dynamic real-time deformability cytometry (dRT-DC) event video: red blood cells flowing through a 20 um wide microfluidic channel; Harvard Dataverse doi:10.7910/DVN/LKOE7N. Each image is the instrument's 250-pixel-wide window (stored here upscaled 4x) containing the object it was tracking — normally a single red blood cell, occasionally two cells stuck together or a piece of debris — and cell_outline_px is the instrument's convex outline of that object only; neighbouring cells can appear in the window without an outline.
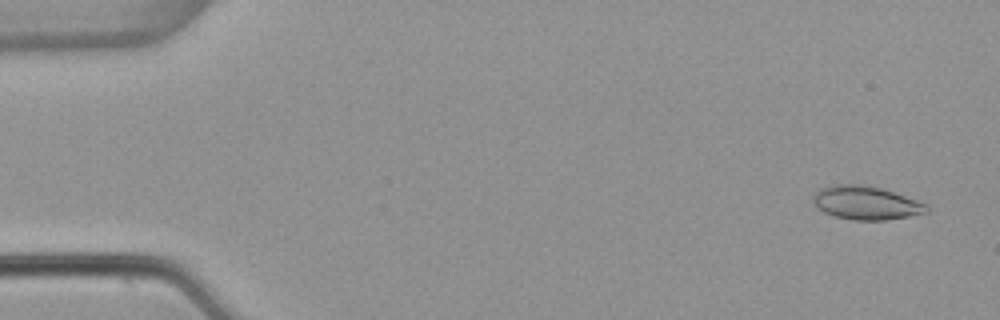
{"species": "common noctule bat (a hibernating species)", "species_latin": "Nyctalus noctula", "temperature_condition": "warm", "stored_images_in_passage": 53, "camera_frame_rate_fps": 3000, "um_per_image_px": 0.085, "animal": {"sex": "female", "body_mass_g": 22.7, "forearm_length_mm": 54.2}, "frame": {"image": 1, "passage_image": 3, "time_ms": 0.667, "image_size_px": [1000, 320], "cell_outline_px": [[928, 212], [908, 216], [884, 220], [856, 220], [836, 216], [824, 212], [816, 208], [812, 200], [812, 196], [820, 188], [832, 184], [860, 184], [880, 188], [928, 204]], "centroid_in_image_um": [73.56, 17.24], "position_along_channel_um": 11.4, "area_um2": 22.02}}
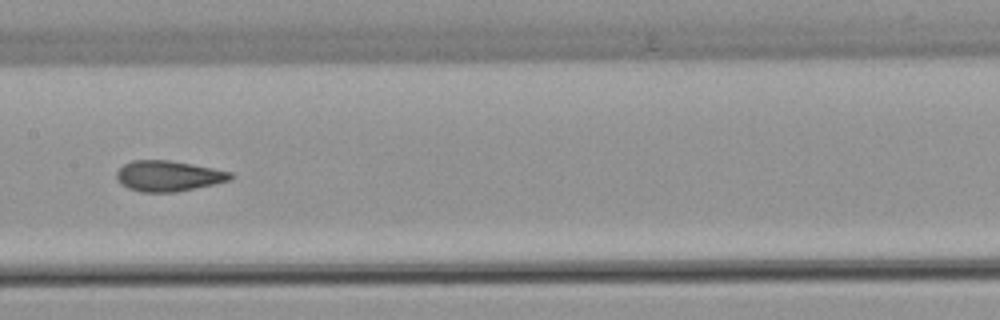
{"frame": {"image": 2, "passage_image": 27, "time_ms": 8.667, "image_size_px": [1000, 320], "cell_outline_px": [[236, 176], [232, 180], [176, 192], [140, 192], [128, 188], [120, 184], [116, 180], [116, 172], [124, 164], [132, 160], [168, 160], [192, 164], [232, 172]], "centroid_in_image_um": [14.31, 14.96], "position_along_channel_um": 193.1, "area_um2": 20.46}}
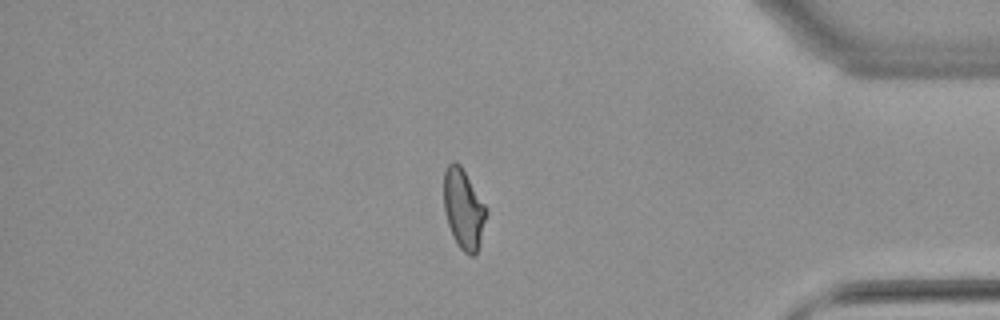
{"frame": {"image": 3, "passage_image": 45, "time_ms": 14.667, "image_size_px": [1000, 320], "cell_outline_px": [[488, 212], [480, 244], [476, 252], [472, 256], [468, 256], [456, 244], [452, 236], [444, 212], [444, 172], [448, 164], [452, 160], [456, 160], [460, 164], [488, 208]], "centroid_in_image_um": [39.41, 17.76], "position_along_channel_um": 395.8, "area_um2": 20.17}, "authors_computed_cell_mechanics": {"area_um2": 20.4034, "velocity_mm_per_s": 3.8954, "shape_relaxation_time_tau1_ms": null, "shape_relaxation_time_tau2_ms": 1.2718, "deformation_change_tau1": null, "deformation_change_tau2": 0.0656}}